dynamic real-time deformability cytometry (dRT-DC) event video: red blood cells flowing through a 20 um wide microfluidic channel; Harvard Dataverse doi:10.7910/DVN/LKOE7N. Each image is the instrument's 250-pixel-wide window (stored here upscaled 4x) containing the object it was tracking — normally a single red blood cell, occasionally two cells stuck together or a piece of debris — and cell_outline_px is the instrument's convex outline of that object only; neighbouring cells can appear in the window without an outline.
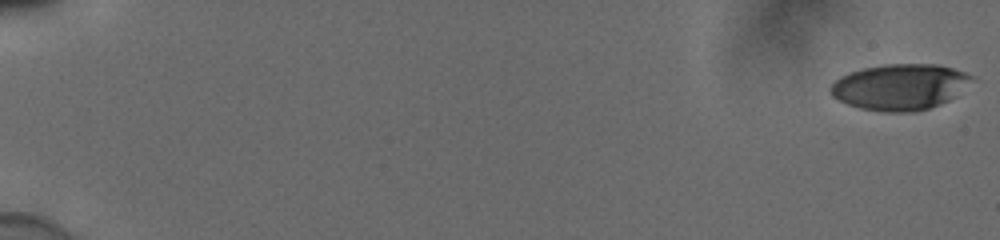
{"species": "human", "species_latin": "Homo sapiens", "temperature_condition": "cold", "stored_images_in_passage": 11, "camera_frame_rate_fps": 3000, "um_per_image_px": 0.085, "donor": {"sex": "male"}, "frame": {"image": 1, "passage_image": 1, "time_ms": 0.0, "image_size_px": [1000, 240], "cell_outline_px": [[972, 76], [948, 100], [928, 108], [912, 112], [884, 112], [860, 108], [848, 104], [832, 96], [828, 88], [840, 76], [848, 72], [864, 68], [884, 64], [936, 64], [952, 68], [964, 72]], "centroid_in_image_um": [76.38, 7.38], "position_along_channel_um": 8.6, "area_um2": 37.11}}